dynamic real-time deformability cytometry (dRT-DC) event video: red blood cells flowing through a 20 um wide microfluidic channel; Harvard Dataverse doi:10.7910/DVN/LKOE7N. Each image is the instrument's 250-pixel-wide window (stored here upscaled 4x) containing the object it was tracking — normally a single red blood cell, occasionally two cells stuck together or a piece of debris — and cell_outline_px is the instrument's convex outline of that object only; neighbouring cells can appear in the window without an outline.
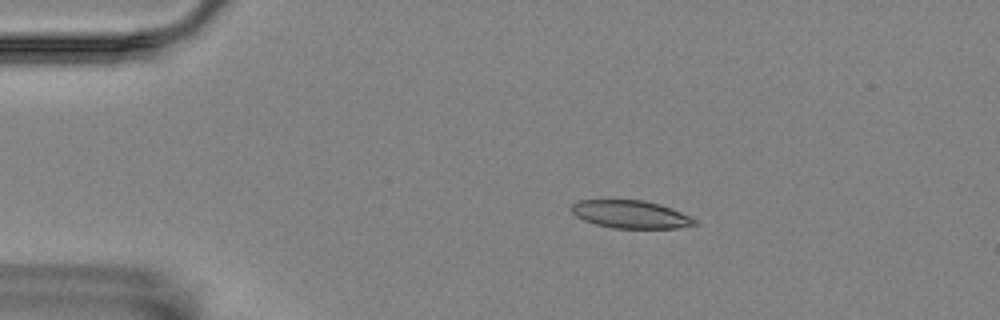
{"species": "Egyptian fruit bat (a non-hibernating species)", "species_latin": "Rousettus aegyptiacus", "temperature_condition": "room temperature", "stored_images_in_passage": 56, "camera_frame_rate_fps": 3000, "um_per_image_px": 0.085, "animal": {"sex": "female"}, "frame": {"image": 1, "passage_image": 10, "time_ms": 3.0, "image_size_px": [1000, 320], "cell_outline_px": [[696, 224], [676, 228], [612, 228], [596, 224], [584, 220], [576, 216], [572, 212], [572, 204], [576, 200], [644, 200], [660, 204], [672, 208], [696, 220]], "centroid_in_image_um": [53.58, 18.21], "position_along_channel_um": 31.4, "area_um2": 19.83}}
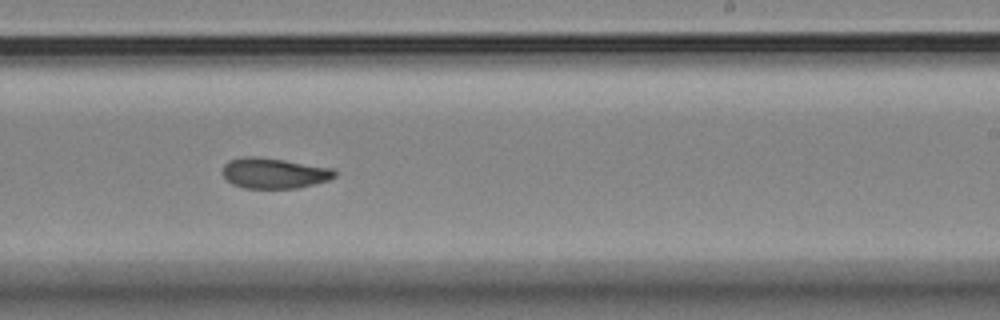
{"frame": {"image": 2, "passage_image": 34, "time_ms": 11.0, "image_size_px": [1000, 320], "cell_outline_px": [[336, 176], [328, 180], [296, 188], [244, 188], [232, 184], [224, 176], [224, 164], [228, 160], [244, 156], [256, 156], [284, 160], [332, 168], [336, 172]], "centroid_in_image_um": [23.28, 14.71], "position_along_channel_um": 265.7, "area_um2": 19.77}}
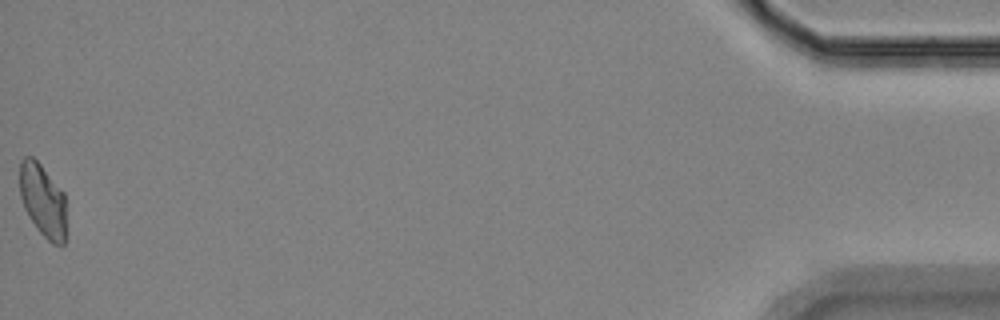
{"frame": {"image": 3, "passage_image": 56, "time_ms": 18.333, "image_size_px": [1000, 320], "cell_outline_px": [[64, 244], [52, 244], [36, 228], [24, 208], [20, 196], [20, 164], [24, 156], [32, 156], [40, 164], [64, 192]], "centroid_in_image_um": [3.61, 17.01], "position_along_channel_um": 431.6, "area_um2": 19.42}, "authors_computed_cell_mechanics": {"area_um2": 20.4034, "velocity_mm_per_s": 3.5285, "shape_relaxation_time_tau1_ms": null, "shape_relaxation_time_tau2_ms": 2.0972, "deformation_change_tau1": null, "deformation_change_tau2": 0.0824}}